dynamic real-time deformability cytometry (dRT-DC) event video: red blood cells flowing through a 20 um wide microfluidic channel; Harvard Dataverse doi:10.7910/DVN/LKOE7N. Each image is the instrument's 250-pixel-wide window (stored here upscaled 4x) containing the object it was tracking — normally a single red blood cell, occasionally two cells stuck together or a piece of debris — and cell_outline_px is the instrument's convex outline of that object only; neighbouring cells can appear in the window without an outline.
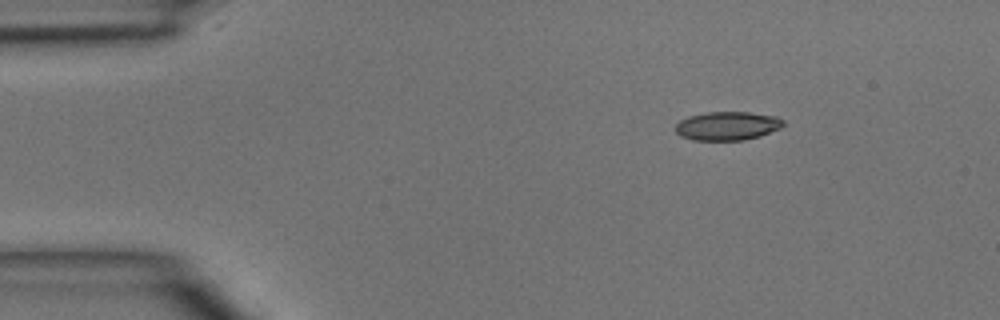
{"species": "common noctule bat (a hibernating species)", "species_latin": "Nyctalus noctula", "temperature_condition": "room temperature", "stored_images_in_passage": 40, "camera_frame_rate_fps": 3000, "um_per_image_px": 0.085, "animal": {"sex": "male", "body_mass_g": 15.6}, "frame": {"image": 1, "passage_image": 1, "time_ms": 0.0, "image_size_px": [1000, 320], "cell_outline_px": [[784, 124], [780, 128], [760, 136], [744, 140], [692, 140], [680, 136], [676, 132], [676, 124], [680, 120], [688, 116], [708, 112], [748, 112], [776, 116], [784, 120]], "centroid_in_image_um": [61.82, 10.7], "position_along_channel_um": 23.2, "area_um2": 18.03}}
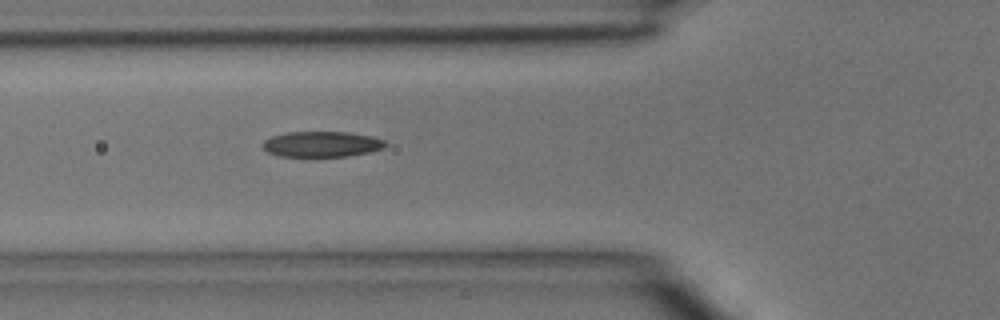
{"frame": {"image": 2, "passage_image": 11, "time_ms": 3.333, "image_size_px": [1000, 320], "cell_outline_px": [[388, 144], [384, 148], [368, 152], [348, 156], [276, 156], [268, 152], [260, 144], [264, 140], [272, 136], [288, 132], [348, 132], [372, 136], [384, 140]], "centroid_in_image_um": [27.34, 12.25], "position_along_channel_um": 98.5, "area_um2": 18.32}}
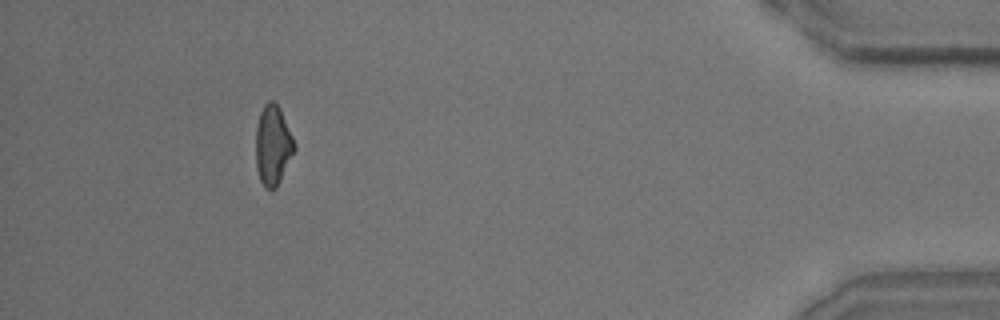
{"frame": {"image": 3, "passage_image": 37, "time_ms": 12.0, "image_size_px": [1000, 320], "cell_outline_px": [[296, 148], [276, 188], [264, 188], [260, 180], [256, 168], [256, 124], [260, 112], [264, 104], [268, 100], [272, 100], [280, 108], [296, 144]], "centroid_in_image_um": [23.19, 12.32], "position_along_channel_um": 412.0, "area_um2": 17.98}}